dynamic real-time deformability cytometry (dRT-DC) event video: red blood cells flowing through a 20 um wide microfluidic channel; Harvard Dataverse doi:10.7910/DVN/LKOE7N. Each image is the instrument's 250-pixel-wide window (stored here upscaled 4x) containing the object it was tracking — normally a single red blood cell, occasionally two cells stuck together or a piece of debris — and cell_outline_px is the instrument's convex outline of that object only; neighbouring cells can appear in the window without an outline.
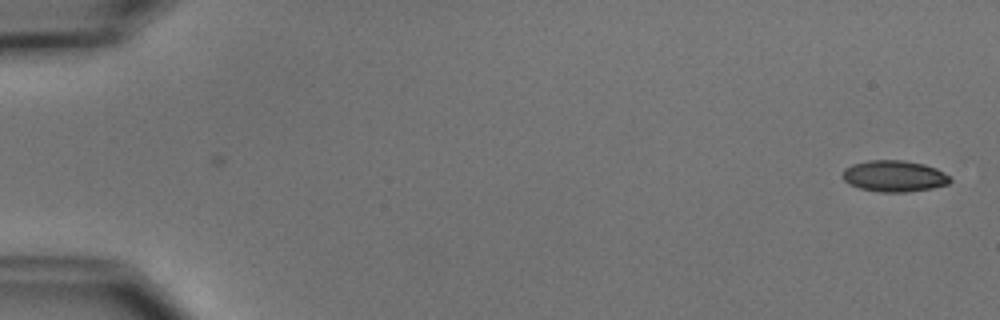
{"species": "common noctule bat (a hibernating species)", "species_latin": "Nyctalus noctula", "temperature_condition": "cold", "stored_images_in_passage": 53, "camera_frame_rate_fps": 3000, "um_per_image_px": 0.085, "animal": {"sex": "male", "body_mass_g": 15.6}, "frame": {"image": 1, "passage_image": 1, "time_ms": 0.0, "image_size_px": [1000, 320], "cell_outline_px": [[952, 180], [948, 184], [932, 188], [904, 192], [880, 192], [860, 188], [848, 184], [840, 176], [844, 168], [852, 164], [868, 160], [904, 160], [924, 164], [936, 168], [944, 172]], "centroid_in_image_um": [75.97, 14.96], "position_along_channel_um": 9.0, "area_um2": 19.77}}
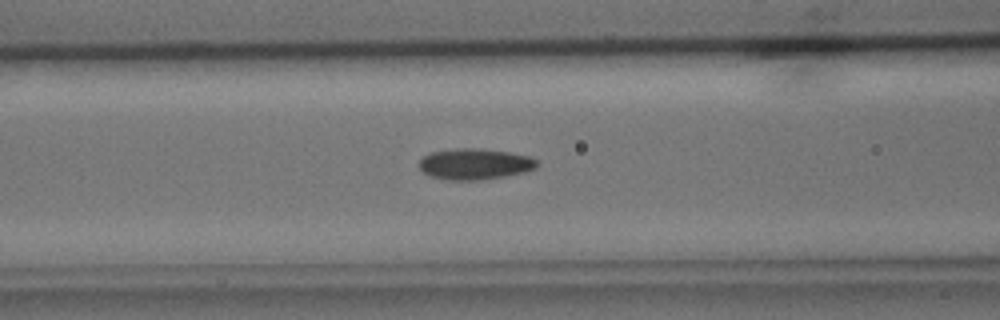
{"frame": {"image": 2, "passage_image": 22, "time_ms": 7.0, "image_size_px": [1000, 320], "cell_outline_px": [[540, 164], [536, 168], [524, 172], [504, 176], [480, 180], [452, 180], [428, 176], [420, 168], [420, 160], [424, 156], [432, 152], [456, 148], [480, 148], [508, 152], [528, 156], [536, 160]], "centroid_in_image_um": [40.37, 13.94], "position_along_channel_um": 126.2, "area_um2": 21.21}}
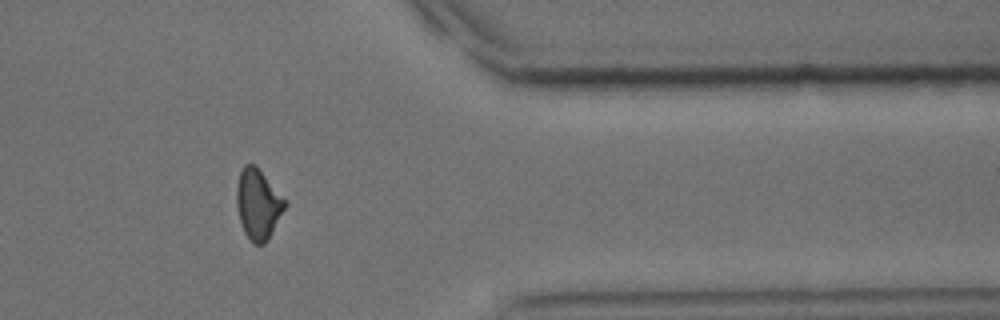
{"frame": {"image": 3, "passage_image": 44, "time_ms": 14.333, "image_size_px": [1000, 320], "cell_outline_px": [[288, 204], [268, 240], [264, 244], [252, 244], [244, 232], [240, 220], [236, 204], [236, 184], [240, 172], [244, 164], [256, 164], [288, 200]], "centroid_in_image_um": [21.96, 17.33], "position_along_channel_um": 389.4, "area_um2": 20.35}, "authors_computed_cell_mechanics": {"area_um2": 19.941, "velocity_mm_per_s": 3.7779, "shape_relaxation_time_tau1_ms": 4.916, "shape_relaxation_time_tau2_ms": 3.6146, "deformation_change_tau1": 0.1239, "deformation_change_tau2": 0.0919}}